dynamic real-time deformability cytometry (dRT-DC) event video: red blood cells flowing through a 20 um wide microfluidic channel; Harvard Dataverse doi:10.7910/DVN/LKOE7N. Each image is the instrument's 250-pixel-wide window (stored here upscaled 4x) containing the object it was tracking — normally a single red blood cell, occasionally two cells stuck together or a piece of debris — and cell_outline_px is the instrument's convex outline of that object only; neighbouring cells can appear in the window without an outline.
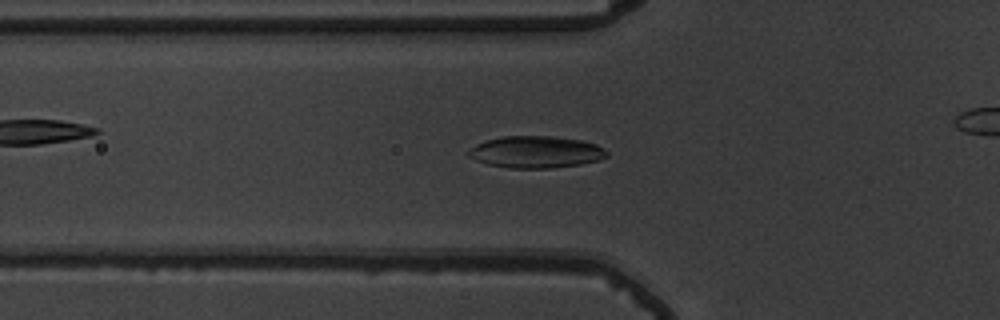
{"species": "common noctule bat (a hibernating species)", "species_latin": "Nyctalus noctula", "temperature_condition": "warm", "stored_images_in_passage": 49, "camera_frame_rate_fps": 3000, "um_per_image_px": 0.085, "animal": {"sex": "male", "body_mass_g": 19.5, "forearm_length_mm": 54.6}, "frame": {"image": 1, "passage_image": 20, "time_ms": 6.333, "image_size_px": [1000, 320], "cell_outline_px": [[608, 156], [600, 160], [580, 164], [552, 168], [508, 168], [488, 164], [476, 160], [468, 156], [468, 152], [476, 144], [500, 136], [552, 136], [580, 140], [596, 144], [604, 148], [608, 152]], "centroid_in_image_um": [45.58, 12.92], "position_along_channel_um": 80.2, "area_um2": 25.66}}
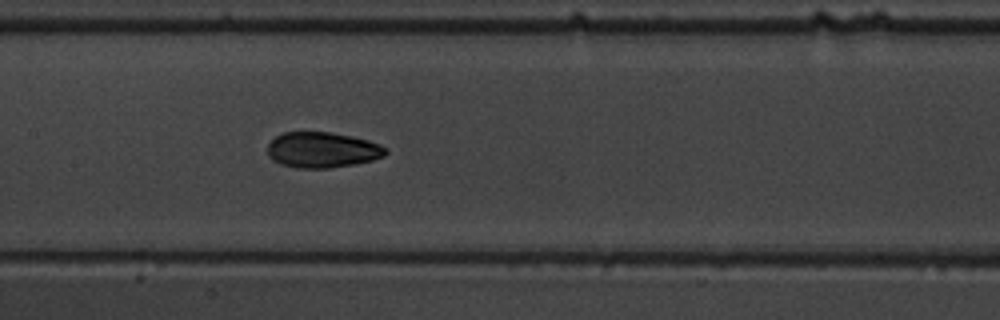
{"frame": {"image": 2, "passage_image": 28, "time_ms": 9.0, "image_size_px": [1000, 320], "cell_outline_px": [[388, 152], [384, 156], [372, 160], [352, 164], [328, 168], [296, 168], [280, 164], [272, 160], [268, 156], [268, 144], [276, 136], [284, 132], [332, 132], [352, 136], [368, 140], [380, 144], [388, 148]], "centroid_in_image_um": [27.4, 12.74], "position_along_channel_um": 180.0, "area_um2": 24.62}}
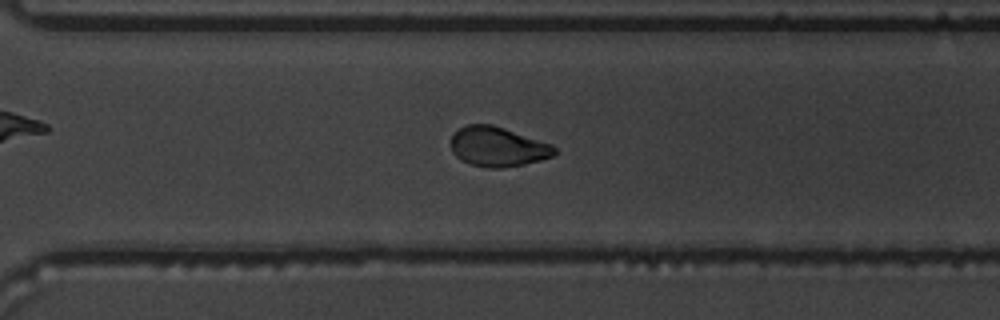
{"frame": {"image": 3, "passage_image": 40, "time_ms": 13.0, "image_size_px": [1000, 320], "cell_outline_px": [[556, 152], [552, 156], [540, 160], [524, 164], [500, 168], [488, 168], [472, 164], [460, 160], [452, 152], [452, 136], [460, 128], [468, 124], [492, 124], [552, 144], [556, 148]], "centroid_in_image_um": [42.31, 12.47], "position_along_channel_um": 328.3, "area_um2": 23.76}}